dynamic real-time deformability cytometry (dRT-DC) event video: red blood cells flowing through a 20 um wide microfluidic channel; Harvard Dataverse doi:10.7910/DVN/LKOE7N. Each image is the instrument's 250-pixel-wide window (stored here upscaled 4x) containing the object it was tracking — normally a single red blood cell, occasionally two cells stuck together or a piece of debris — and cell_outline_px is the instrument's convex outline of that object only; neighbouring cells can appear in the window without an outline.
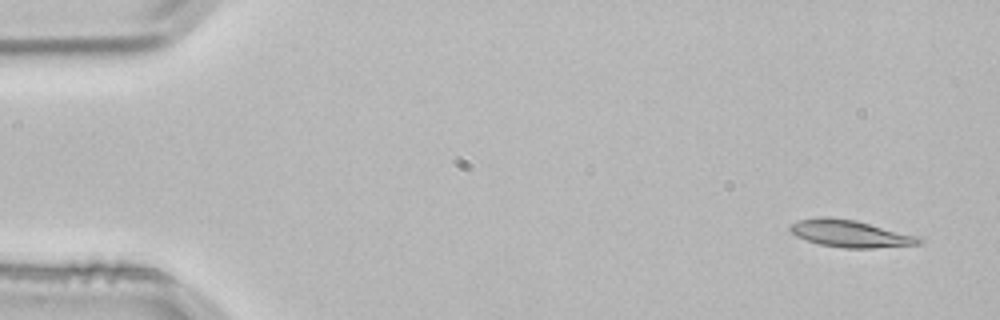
{"species": "common noctule bat (a hibernating species)", "species_latin": "Nyctalus noctula", "temperature_condition": "room temperature", "stored_images_in_passage": 3, "camera_frame_rate_fps": 3000, "um_per_image_px": 0.085, "animal": {"sex": "male", "body_mass_g": 21.5, "forearm_length_mm": 52.0}, "frame": {"image": 1, "passage_image": 1, "time_ms": 0.0, "image_size_px": [1000, 320], "cell_outline_px": [[920, 244], [872, 248], [844, 248], [820, 244], [796, 236], [788, 228], [792, 224], [800, 220], [816, 216], [828, 216], [856, 220], [920, 236]], "centroid_in_image_um": [72.27, 19.84], "position_along_channel_um": 12.7, "area_um2": 20.35}}
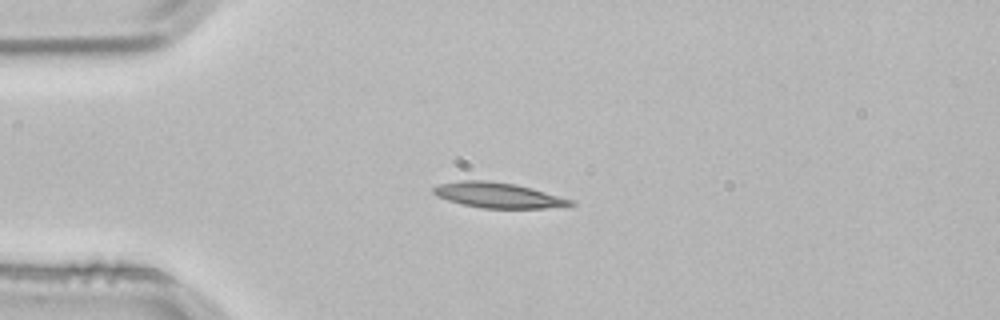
{"frame": {"image": 2, "passage_image": 3, "time_ms": 0.667, "image_size_px": [1000, 320], "cell_outline_px": [[576, 204], [544, 208], [480, 208], [460, 204], [436, 196], [432, 192], [432, 188], [440, 184], [460, 180], [488, 180], [516, 184], [532, 188], [576, 200]], "centroid_in_image_um": [42.34, 16.59], "position_along_channel_um": 42.7, "area_um2": 20.4}}